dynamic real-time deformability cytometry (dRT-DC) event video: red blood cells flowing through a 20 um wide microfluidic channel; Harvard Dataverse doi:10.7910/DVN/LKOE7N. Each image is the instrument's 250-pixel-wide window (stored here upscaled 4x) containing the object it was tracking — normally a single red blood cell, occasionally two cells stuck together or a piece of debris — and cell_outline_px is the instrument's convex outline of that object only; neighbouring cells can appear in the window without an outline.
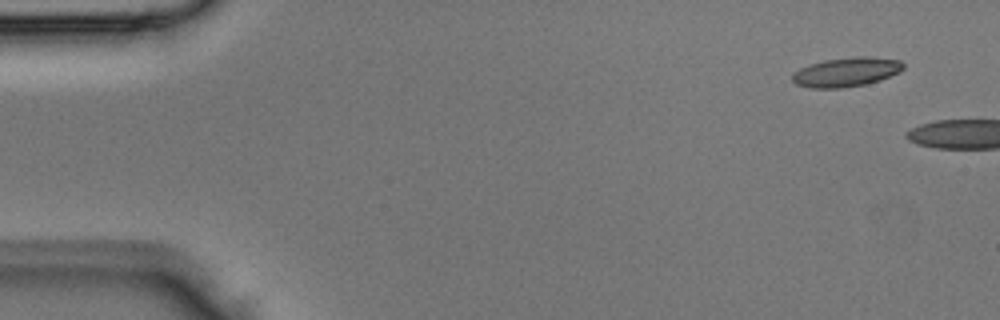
{"species": "Egyptian fruit bat (a non-hibernating species)", "species_latin": "Rousettus aegyptiacus", "temperature_condition": "room temperature", "stored_images_in_passage": 2, "camera_frame_rate_fps": 3000, "um_per_image_px": 0.085, "animal": {"sex": "male"}, "frame": {"image": 1, "passage_image": 1, "time_ms": 0.0, "image_size_px": [1000, 320], "cell_outline_px": [[904, 68], [900, 72], [880, 80], [864, 84], [840, 88], [808, 88], [796, 84], [792, 80], [792, 72], [808, 64], [824, 60], [856, 56], [872, 56], [900, 60], [904, 64]], "centroid_in_image_um": [71.92, 6.11], "position_along_channel_um": 13.1, "area_um2": 19.13}}